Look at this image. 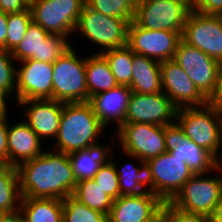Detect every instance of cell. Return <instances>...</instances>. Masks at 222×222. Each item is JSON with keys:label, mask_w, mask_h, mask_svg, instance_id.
<instances>
[{"label": "cell", "mask_w": 222, "mask_h": 222, "mask_svg": "<svg viewBox=\"0 0 222 222\" xmlns=\"http://www.w3.org/2000/svg\"><path fill=\"white\" fill-rule=\"evenodd\" d=\"M22 198L61 199L73 195L77 180L69 154L44 150L17 167Z\"/></svg>", "instance_id": "cell-1"}, {"label": "cell", "mask_w": 222, "mask_h": 222, "mask_svg": "<svg viewBox=\"0 0 222 222\" xmlns=\"http://www.w3.org/2000/svg\"><path fill=\"white\" fill-rule=\"evenodd\" d=\"M105 128L89 102L63 103L54 150L70 154L87 149L98 142Z\"/></svg>", "instance_id": "cell-2"}, {"label": "cell", "mask_w": 222, "mask_h": 222, "mask_svg": "<svg viewBox=\"0 0 222 222\" xmlns=\"http://www.w3.org/2000/svg\"><path fill=\"white\" fill-rule=\"evenodd\" d=\"M175 121L187 138L206 149L222 163L221 103L209 101L202 106L179 108Z\"/></svg>", "instance_id": "cell-3"}, {"label": "cell", "mask_w": 222, "mask_h": 222, "mask_svg": "<svg viewBox=\"0 0 222 222\" xmlns=\"http://www.w3.org/2000/svg\"><path fill=\"white\" fill-rule=\"evenodd\" d=\"M129 23L127 19L104 15L85 4L74 32L79 31L85 39L102 47L101 51H96L102 54L127 45Z\"/></svg>", "instance_id": "cell-4"}, {"label": "cell", "mask_w": 222, "mask_h": 222, "mask_svg": "<svg viewBox=\"0 0 222 222\" xmlns=\"http://www.w3.org/2000/svg\"><path fill=\"white\" fill-rule=\"evenodd\" d=\"M71 45L53 64V99L63 103L88 102L86 57Z\"/></svg>", "instance_id": "cell-5"}, {"label": "cell", "mask_w": 222, "mask_h": 222, "mask_svg": "<svg viewBox=\"0 0 222 222\" xmlns=\"http://www.w3.org/2000/svg\"><path fill=\"white\" fill-rule=\"evenodd\" d=\"M215 171L217 174L220 172L221 176L193 175L170 203L188 213L210 216L222 198V163Z\"/></svg>", "instance_id": "cell-6"}, {"label": "cell", "mask_w": 222, "mask_h": 222, "mask_svg": "<svg viewBox=\"0 0 222 222\" xmlns=\"http://www.w3.org/2000/svg\"><path fill=\"white\" fill-rule=\"evenodd\" d=\"M175 61L209 100L218 102V61L182 39L178 42Z\"/></svg>", "instance_id": "cell-7"}, {"label": "cell", "mask_w": 222, "mask_h": 222, "mask_svg": "<svg viewBox=\"0 0 222 222\" xmlns=\"http://www.w3.org/2000/svg\"><path fill=\"white\" fill-rule=\"evenodd\" d=\"M85 4V0H33L29 8L34 23L49 34L70 39Z\"/></svg>", "instance_id": "cell-8"}, {"label": "cell", "mask_w": 222, "mask_h": 222, "mask_svg": "<svg viewBox=\"0 0 222 222\" xmlns=\"http://www.w3.org/2000/svg\"><path fill=\"white\" fill-rule=\"evenodd\" d=\"M117 140L123 153L136 156L143 162L166 152L164 126L147 123H122Z\"/></svg>", "instance_id": "cell-9"}, {"label": "cell", "mask_w": 222, "mask_h": 222, "mask_svg": "<svg viewBox=\"0 0 222 222\" xmlns=\"http://www.w3.org/2000/svg\"><path fill=\"white\" fill-rule=\"evenodd\" d=\"M190 12L177 0H137L134 22L151 30L183 31Z\"/></svg>", "instance_id": "cell-10"}, {"label": "cell", "mask_w": 222, "mask_h": 222, "mask_svg": "<svg viewBox=\"0 0 222 222\" xmlns=\"http://www.w3.org/2000/svg\"><path fill=\"white\" fill-rule=\"evenodd\" d=\"M182 32L146 29L131 21L128 26L127 46L132 52L160 63L173 60Z\"/></svg>", "instance_id": "cell-11"}, {"label": "cell", "mask_w": 222, "mask_h": 222, "mask_svg": "<svg viewBox=\"0 0 222 222\" xmlns=\"http://www.w3.org/2000/svg\"><path fill=\"white\" fill-rule=\"evenodd\" d=\"M70 46L71 43L66 37L49 34L32 21L23 40L11 52V55L17 63L27 59L54 63Z\"/></svg>", "instance_id": "cell-12"}, {"label": "cell", "mask_w": 222, "mask_h": 222, "mask_svg": "<svg viewBox=\"0 0 222 222\" xmlns=\"http://www.w3.org/2000/svg\"><path fill=\"white\" fill-rule=\"evenodd\" d=\"M181 39L211 58L222 59V17L205 15L191 10Z\"/></svg>", "instance_id": "cell-13"}, {"label": "cell", "mask_w": 222, "mask_h": 222, "mask_svg": "<svg viewBox=\"0 0 222 222\" xmlns=\"http://www.w3.org/2000/svg\"><path fill=\"white\" fill-rule=\"evenodd\" d=\"M147 163L151 167L154 194L164 203L170 202L194 175L186 162L167 151Z\"/></svg>", "instance_id": "cell-14"}, {"label": "cell", "mask_w": 222, "mask_h": 222, "mask_svg": "<svg viewBox=\"0 0 222 222\" xmlns=\"http://www.w3.org/2000/svg\"><path fill=\"white\" fill-rule=\"evenodd\" d=\"M164 136L166 151L186 162L194 175L215 173L221 164L210 152L187 138L176 121L164 126Z\"/></svg>", "instance_id": "cell-15"}, {"label": "cell", "mask_w": 222, "mask_h": 222, "mask_svg": "<svg viewBox=\"0 0 222 222\" xmlns=\"http://www.w3.org/2000/svg\"><path fill=\"white\" fill-rule=\"evenodd\" d=\"M177 108L164 92L140 94L131 91L124 123L166 126L175 122Z\"/></svg>", "instance_id": "cell-16"}, {"label": "cell", "mask_w": 222, "mask_h": 222, "mask_svg": "<svg viewBox=\"0 0 222 222\" xmlns=\"http://www.w3.org/2000/svg\"><path fill=\"white\" fill-rule=\"evenodd\" d=\"M16 103L31 99H53V64L34 59L19 62Z\"/></svg>", "instance_id": "cell-17"}, {"label": "cell", "mask_w": 222, "mask_h": 222, "mask_svg": "<svg viewBox=\"0 0 222 222\" xmlns=\"http://www.w3.org/2000/svg\"><path fill=\"white\" fill-rule=\"evenodd\" d=\"M160 67L162 92L170 98L177 109L202 106L209 102L175 61H163L160 63Z\"/></svg>", "instance_id": "cell-18"}, {"label": "cell", "mask_w": 222, "mask_h": 222, "mask_svg": "<svg viewBox=\"0 0 222 222\" xmlns=\"http://www.w3.org/2000/svg\"><path fill=\"white\" fill-rule=\"evenodd\" d=\"M164 202L152 192L140 195L120 196L113 200L107 216L108 222H146L162 209Z\"/></svg>", "instance_id": "cell-19"}, {"label": "cell", "mask_w": 222, "mask_h": 222, "mask_svg": "<svg viewBox=\"0 0 222 222\" xmlns=\"http://www.w3.org/2000/svg\"><path fill=\"white\" fill-rule=\"evenodd\" d=\"M16 104L24 108V121L41 140L49 137L55 139L60 126L63 102L54 99H31Z\"/></svg>", "instance_id": "cell-20"}, {"label": "cell", "mask_w": 222, "mask_h": 222, "mask_svg": "<svg viewBox=\"0 0 222 222\" xmlns=\"http://www.w3.org/2000/svg\"><path fill=\"white\" fill-rule=\"evenodd\" d=\"M42 142L24 120L12 123L7 128L8 165L17 167L42 154Z\"/></svg>", "instance_id": "cell-21"}, {"label": "cell", "mask_w": 222, "mask_h": 222, "mask_svg": "<svg viewBox=\"0 0 222 222\" xmlns=\"http://www.w3.org/2000/svg\"><path fill=\"white\" fill-rule=\"evenodd\" d=\"M130 95L131 89L128 86L118 85L109 91L90 97L88 102L105 126L116 123V128H118L124 123Z\"/></svg>", "instance_id": "cell-22"}, {"label": "cell", "mask_w": 222, "mask_h": 222, "mask_svg": "<svg viewBox=\"0 0 222 222\" xmlns=\"http://www.w3.org/2000/svg\"><path fill=\"white\" fill-rule=\"evenodd\" d=\"M125 155L132 159H136L140 164V168L135 166L136 164L132 162L125 163V165L119 168L113 161L114 156H111V161L114 163L118 175L120 196L140 195L146 192H152L154 194V181L151 167L147 162L141 161L136 156L126 153Z\"/></svg>", "instance_id": "cell-23"}, {"label": "cell", "mask_w": 222, "mask_h": 222, "mask_svg": "<svg viewBox=\"0 0 222 222\" xmlns=\"http://www.w3.org/2000/svg\"><path fill=\"white\" fill-rule=\"evenodd\" d=\"M128 87L131 91L140 94L161 93L160 62L133 52L132 78Z\"/></svg>", "instance_id": "cell-24"}, {"label": "cell", "mask_w": 222, "mask_h": 222, "mask_svg": "<svg viewBox=\"0 0 222 222\" xmlns=\"http://www.w3.org/2000/svg\"><path fill=\"white\" fill-rule=\"evenodd\" d=\"M112 145L109 147L99 142L90 145L87 149L75 151L69 154L77 182L84 179H93L101 165L111 161Z\"/></svg>", "instance_id": "cell-25"}, {"label": "cell", "mask_w": 222, "mask_h": 222, "mask_svg": "<svg viewBox=\"0 0 222 222\" xmlns=\"http://www.w3.org/2000/svg\"><path fill=\"white\" fill-rule=\"evenodd\" d=\"M86 83L90 97L118 86L109 63L102 54L86 56Z\"/></svg>", "instance_id": "cell-26"}, {"label": "cell", "mask_w": 222, "mask_h": 222, "mask_svg": "<svg viewBox=\"0 0 222 222\" xmlns=\"http://www.w3.org/2000/svg\"><path fill=\"white\" fill-rule=\"evenodd\" d=\"M20 211L25 222H62L63 204L54 198H21Z\"/></svg>", "instance_id": "cell-27"}, {"label": "cell", "mask_w": 222, "mask_h": 222, "mask_svg": "<svg viewBox=\"0 0 222 222\" xmlns=\"http://www.w3.org/2000/svg\"><path fill=\"white\" fill-rule=\"evenodd\" d=\"M21 198L17 168L0 164V210L4 213L19 210Z\"/></svg>", "instance_id": "cell-28"}, {"label": "cell", "mask_w": 222, "mask_h": 222, "mask_svg": "<svg viewBox=\"0 0 222 222\" xmlns=\"http://www.w3.org/2000/svg\"><path fill=\"white\" fill-rule=\"evenodd\" d=\"M73 196L89 208L107 216L113 204V199L93 179L77 182Z\"/></svg>", "instance_id": "cell-29"}, {"label": "cell", "mask_w": 222, "mask_h": 222, "mask_svg": "<svg viewBox=\"0 0 222 222\" xmlns=\"http://www.w3.org/2000/svg\"><path fill=\"white\" fill-rule=\"evenodd\" d=\"M109 63L118 85L129 86L132 78L133 52L126 45L121 48L111 49L102 53Z\"/></svg>", "instance_id": "cell-30"}, {"label": "cell", "mask_w": 222, "mask_h": 222, "mask_svg": "<svg viewBox=\"0 0 222 222\" xmlns=\"http://www.w3.org/2000/svg\"><path fill=\"white\" fill-rule=\"evenodd\" d=\"M62 222H108L107 215L89 208L73 195L62 200Z\"/></svg>", "instance_id": "cell-31"}, {"label": "cell", "mask_w": 222, "mask_h": 222, "mask_svg": "<svg viewBox=\"0 0 222 222\" xmlns=\"http://www.w3.org/2000/svg\"><path fill=\"white\" fill-rule=\"evenodd\" d=\"M86 5L104 15L134 21L137 0H85Z\"/></svg>", "instance_id": "cell-32"}, {"label": "cell", "mask_w": 222, "mask_h": 222, "mask_svg": "<svg viewBox=\"0 0 222 222\" xmlns=\"http://www.w3.org/2000/svg\"><path fill=\"white\" fill-rule=\"evenodd\" d=\"M32 22L31 10L28 7L18 13L8 14L6 50L12 52L23 40L26 30Z\"/></svg>", "instance_id": "cell-33"}, {"label": "cell", "mask_w": 222, "mask_h": 222, "mask_svg": "<svg viewBox=\"0 0 222 222\" xmlns=\"http://www.w3.org/2000/svg\"><path fill=\"white\" fill-rule=\"evenodd\" d=\"M11 52L0 48V90L10 99L16 94L17 68Z\"/></svg>", "instance_id": "cell-34"}, {"label": "cell", "mask_w": 222, "mask_h": 222, "mask_svg": "<svg viewBox=\"0 0 222 222\" xmlns=\"http://www.w3.org/2000/svg\"><path fill=\"white\" fill-rule=\"evenodd\" d=\"M93 180L104 190V193L113 200L120 197L118 175L112 161H109L105 165H101L94 175Z\"/></svg>", "instance_id": "cell-35"}, {"label": "cell", "mask_w": 222, "mask_h": 222, "mask_svg": "<svg viewBox=\"0 0 222 222\" xmlns=\"http://www.w3.org/2000/svg\"><path fill=\"white\" fill-rule=\"evenodd\" d=\"M163 209L166 222H211L209 216L182 211L170 202H165Z\"/></svg>", "instance_id": "cell-36"}, {"label": "cell", "mask_w": 222, "mask_h": 222, "mask_svg": "<svg viewBox=\"0 0 222 222\" xmlns=\"http://www.w3.org/2000/svg\"><path fill=\"white\" fill-rule=\"evenodd\" d=\"M8 113H0V163L8 164L7 128L9 123Z\"/></svg>", "instance_id": "cell-37"}, {"label": "cell", "mask_w": 222, "mask_h": 222, "mask_svg": "<svg viewBox=\"0 0 222 222\" xmlns=\"http://www.w3.org/2000/svg\"><path fill=\"white\" fill-rule=\"evenodd\" d=\"M193 11L205 15L221 16L222 0H197Z\"/></svg>", "instance_id": "cell-38"}, {"label": "cell", "mask_w": 222, "mask_h": 222, "mask_svg": "<svg viewBox=\"0 0 222 222\" xmlns=\"http://www.w3.org/2000/svg\"><path fill=\"white\" fill-rule=\"evenodd\" d=\"M28 7L29 2L26 0H0V11L6 14L18 13Z\"/></svg>", "instance_id": "cell-39"}, {"label": "cell", "mask_w": 222, "mask_h": 222, "mask_svg": "<svg viewBox=\"0 0 222 222\" xmlns=\"http://www.w3.org/2000/svg\"><path fill=\"white\" fill-rule=\"evenodd\" d=\"M8 14L0 11V48L6 50Z\"/></svg>", "instance_id": "cell-40"}, {"label": "cell", "mask_w": 222, "mask_h": 222, "mask_svg": "<svg viewBox=\"0 0 222 222\" xmlns=\"http://www.w3.org/2000/svg\"><path fill=\"white\" fill-rule=\"evenodd\" d=\"M0 222H25V218L19 209L15 212L4 213L0 218Z\"/></svg>", "instance_id": "cell-41"}, {"label": "cell", "mask_w": 222, "mask_h": 222, "mask_svg": "<svg viewBox=\"0 0 222 222\" xmlns=\"http://www.w3.org/2000/svg\"><path fill=\"white\" fill-rule=\"evenodd\" d=\"M209 217L211 222H222V198L216 204Z\"/></svg>", "instance_id": "cell-42"}, {"label": "cell", "mask_w": 222, "mask_h": 222, "mask_svg": "<svg viewBox=\"0 0 222 222\" xmlns=\"http://www.w3.org/2000/svg\"><path fill=\"white\" fill-rule=\"evenodd\" d=\"M218 103L222 104V59L218 61Z\"/></svg>", "instance_id": "cell-43"}, {"label": "cell", "mask_w": 222, "mask_h": 222, "mask_svg": "<svg viewBox=\"0 0 222 222\" xmlns=\"http://www.w3.org/2000/svg\"><path fill=\"white\" fill-rule=\"evenodd\" d=\"M8 100H9V97L0 90V113L8 112V106H7Z\"/></svg>", "instance_id": "cell-44"}, {"label": "cell", "mask_w": 222, "mask_h": 222, "mask_svg": "<svg viewBox=\"0 0 222 222\" xmlns=\"http://www.w3.org/2000/svg\"><path fill=\"white\" fill-rule=\"evenodd\" d=\"M146 222H166L164 209H162L152 220Z\"/></svg>", "instance_id": "cell-45"}, {"label": "cell", "mask_w": 222, "mask_h": 222, "mask_svg": "<svg viewBox=\"0 0 222 222\" xmlns=\"http://www.w3.org/2000/svg\"><path fill=\"white\" fill-rule=\"evenodd\" d=\"M177 1L184 3L187 7L193 10L197 0H177Z\"/></svg>", "instance_id": "cell-46"}, {"label": "cell", "mask_w": 222, "mask_h": 222, "mask_svg": "<svg viewBox=\"0 0 222 222\" xmlns=\"http://www.w3.org/2000/svg\"><path fill=\"white\" fill-rule=\"evenodd\" d=\"M4 214V212H2L1 210H0V218H1V216Z\"/></svg>", "instance_id": "cell-47"}]
</instances>
